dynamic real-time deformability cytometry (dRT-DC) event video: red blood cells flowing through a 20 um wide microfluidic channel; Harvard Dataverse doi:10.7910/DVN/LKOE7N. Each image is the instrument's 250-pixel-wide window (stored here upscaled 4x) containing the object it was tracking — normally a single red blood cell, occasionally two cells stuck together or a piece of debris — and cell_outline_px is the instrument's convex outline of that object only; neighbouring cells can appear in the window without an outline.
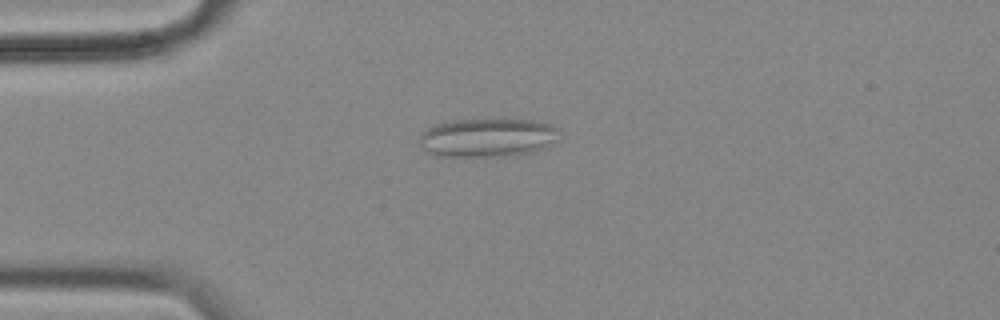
{"species": "common noctule bat (a hibernating species)", "species_latin": "Nyctalus noctula", "temperature_condition": "cold", "stored_images_in_passage": 56, "camera_frame_rate_fps": 3000, "um_per_image_px": 0.085, "animal": {"sex": "female", "body_mass_g": 18.4}, "frame": {"image": 1, "passage_image": 14, "time_ms": 4.333, "image_size_px": [1000, 320], "cell_outline_px": [[560, 140], [544, 148], [532, 152], [516, 156], [436, 156], [420, 148], [420, 136], [428, 128], [436, 124], [452, 120], [532, 120], [552, 124], [560, 128]], "centroid_in_image_um": [41.51, 11.71], "position_along_channel_um": 43.5, "area_um2": 31.91}}
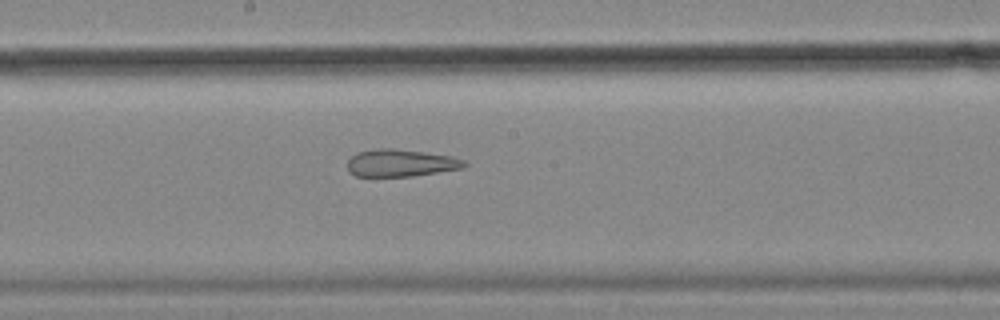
{"frame": {"image": 2, "passage_image": 30, "time_ms": 9.667, "image_size_px": [1000, 320], "cell_outline_px": [[468, 164], [464, 168], [412, 176], [356, 176], [348, 172], [348, 160], [352, 156], [360, 152], [380, 148], [392, 148], [424, 152], [452, 156], [464, 160]], "centroid_in_image_um": [34.09, 13.86], "position_along_channel_um": 214.1, "area_um2": 18.5}}
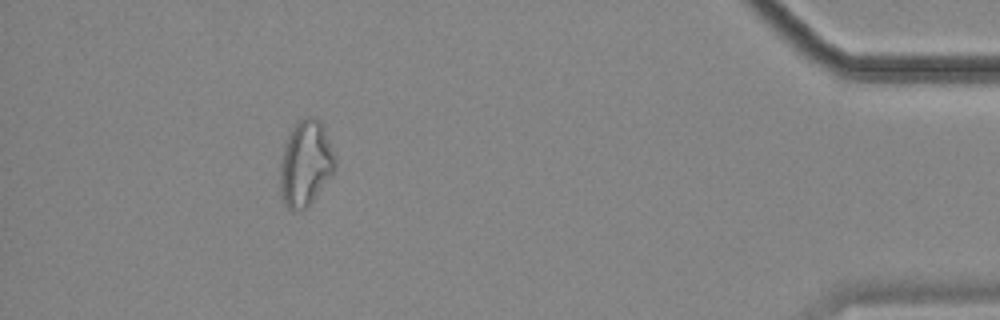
{"frame": {"image": 3, "passage_image": 51, "time_ms": 16.667, "image_size_px": [1000, 320], "cell_outline_px": [[336, 168], [312, 200], [304, 208], [292, 212], [284, 204], [280, 196], [280, 164], [284, 144], [292, 128], [300, 116], [316, 116], [320, 120], [324, 128], [336, 160]], "centroid_in_image_um": [25.94, 13.85], "position_along_channel_um": 409.3, "area_um2": 27.46}, "authors_computed_cell_mechanics": {"area_um2": 25.6921, "velocity_mm_per_s": 3.5627, "shape_relaxation_time_tau1_ms": null, "shape_relaxation_time_tau2_ms": 4.693, "deformation_change_tau1": null, "deformation_change_tau2": 0.1519}}